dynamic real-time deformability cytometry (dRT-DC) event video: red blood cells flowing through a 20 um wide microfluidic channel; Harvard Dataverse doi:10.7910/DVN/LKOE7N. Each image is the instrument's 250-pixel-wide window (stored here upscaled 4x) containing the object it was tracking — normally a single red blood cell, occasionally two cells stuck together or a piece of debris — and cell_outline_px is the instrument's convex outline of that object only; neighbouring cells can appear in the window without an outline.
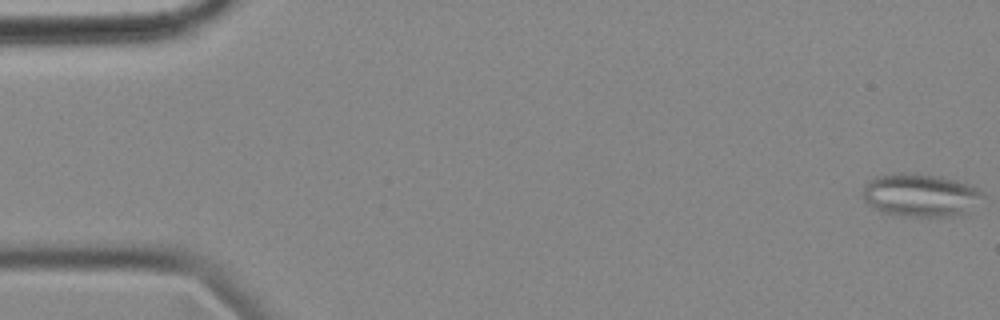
{"species": "common noctule bat (a hibernating species)", "species_latin": "Nyctalus noctula", "temperature_condition": "cold", "stored_images_in_passage": 57, "segment_of_instrument_passage": [1, 2], "camera_frame_rate_fps": 3000, "um_per_image_px": 0.085, "animal": {"sex": "female", "body_mass_g": 18.4}, "frame": {"image": 1, "passage_image": 1, "time_ms": 0.0, "image_size_px": [1000, 320], "cell_outline_px": [[984, 196], [968, 212], [956, 216], [900, 216], [884, 212], [868, 204], [864, 200], [864, 184], [868, 180], [876, 176], [892, 172], [900, 172], [940, 176], [956, 180], [968, 184], [984, 192]], "centroid_in_image_um": [78.23, 16.57], "position_along_channel_um": 6.8, "area_um2": 30.17}}
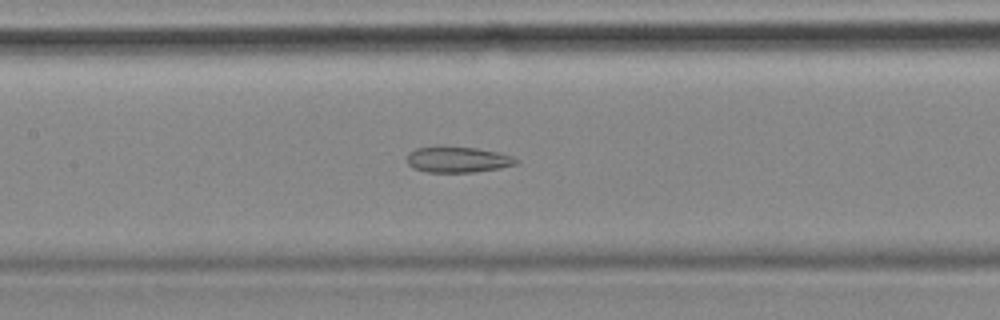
{"frame": {"image": 2, "passage_image": 26, "time_ms": 8.333, "image_size_px": [1000, 320], "cell_outline_px": [[520, 160], [516, 164], [500, 168], [472, 172], [428, 172], [416, 168], [408, 164], [408, 152], [416, 148], [440, 144], [476, 148], [496, 152], [512, 156]], "centroid_in_image_um": [38.89, 13.53], "position_along_channel_um": 168.5, "area_um2": 16.7}}
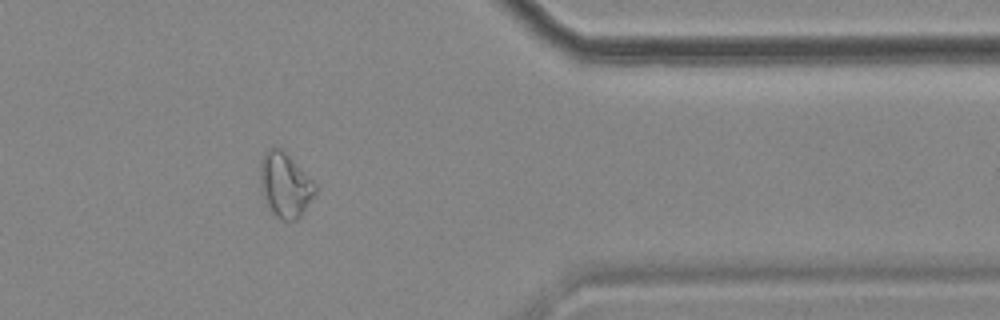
{"frame": {"image": 3, "passage_image": 46, "time_ms": 15.0, "image_size_px": [1000, 320], "cell_outline_px": [[316, 192], [300, 216], [296, 220], [280, 220], [272, 212], [260, 188], [260, 160], [268, 148], [284, 148], [316, 184]], "centroid_in_image_um": [24.23, 15.68], "position_along_channel_um": 387.2, "area_um2": 20.75}}